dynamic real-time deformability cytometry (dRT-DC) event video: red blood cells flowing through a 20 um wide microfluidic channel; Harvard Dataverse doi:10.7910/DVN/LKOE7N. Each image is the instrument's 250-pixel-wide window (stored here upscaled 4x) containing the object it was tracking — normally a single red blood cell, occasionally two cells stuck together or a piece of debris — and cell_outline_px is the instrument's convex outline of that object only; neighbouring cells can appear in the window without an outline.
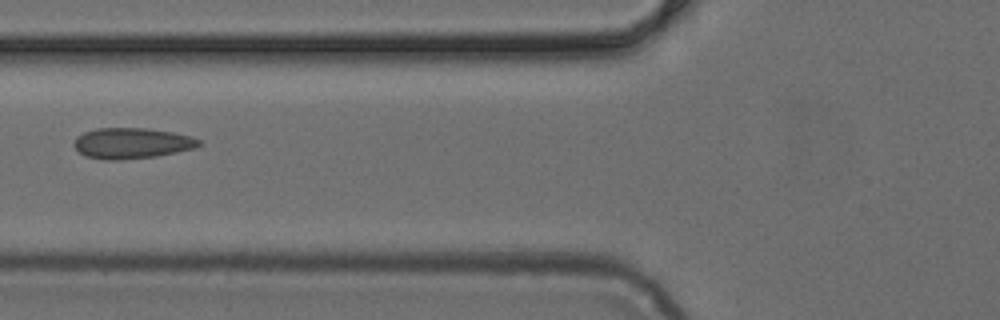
{"species": "common noctule bat (a hibernating species)", "species_latin": "Nyctalus noctula", "temperature_condition": "cold", "stored_images_in_passage": 4, "camera_frame_rate_fps": 3000, "um_per_image_px": 0.085, "animal": {"sex": "female", "body_mass_g": 24.6, "forearm_length_mm": 56.2}, "frame": {"image": 1, "passage_image": 4, "time_ms": 1.0, "image_size_px": [1000, 320], "cell_outline_px": [[204, 144], [192, 148], [176, 152], [156, 156], [120, 160], [104, 160], [84, 156], [72, 144], [76, 136], [84, 132], [96, 128], [148, 128], [172, 132], [192, 136], [200, 140]], "centroid_in_image_um": [11.18, 12.17], "position_along_channel_um": 114.6, "area_um2": 22.54}}